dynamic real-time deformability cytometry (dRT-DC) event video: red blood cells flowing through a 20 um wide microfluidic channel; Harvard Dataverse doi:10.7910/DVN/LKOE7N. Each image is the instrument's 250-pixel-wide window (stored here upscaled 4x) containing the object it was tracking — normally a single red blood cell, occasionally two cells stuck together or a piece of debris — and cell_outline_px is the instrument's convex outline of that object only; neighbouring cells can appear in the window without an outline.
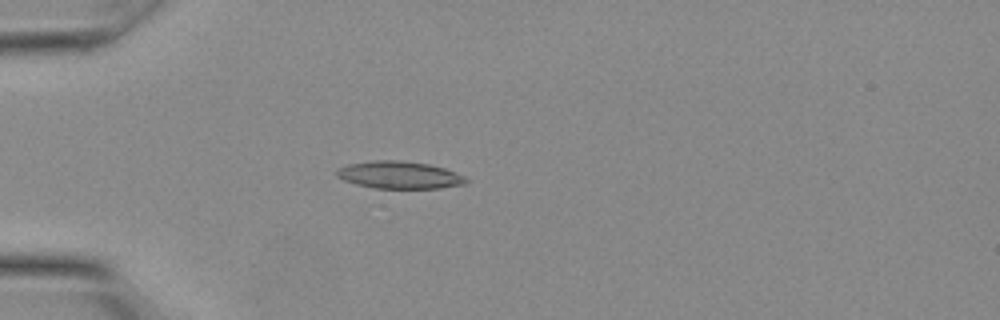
{"species": "Egyptian fruit bat (a non-hibernating species)", "species_latin": "Rousettus aegyptiacus", "temperature_condition": "warm", "stored_images_in_passage": 14, "camera_frame_rate_fps": 3000, "um_per_image_px": 0.085, "animal": {"sex": "female"}, "frame": {"image": 1, "passage_image": 8, "time_ms": 2.333, "image_size_px": [1000, 320], "cell_outline_px": [[468, 184], [440, 188], [376, 188], [356, 184], [344, 180], [336, 176], [336, 168], [348, 164], [372, 160], [400, 160], [428, 164], [444, 168], [464, 176], [468, 180]], "centroid_in_image_um": [33.94, 14.87], "position_along_channel_um": 51.1, "area_um2": 20.69}}
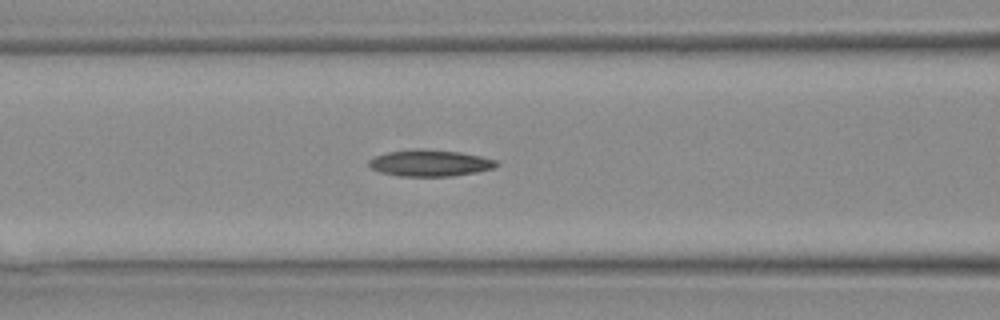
{"frame": {"image": 2, "passage_image": 12, "time_ms": 3.667, "image_size_px": [1000, 320], "cell_outline_px": [[500, 164], [492, 168], [476, 172], [452, 176], [400, 176], [380, 172], [372, 168], [368, 164], [368, 160], [372, 156], [388, 152], [416, 148], [424, 148], [460, 152], [480, 156], [496, 160]], "centroid_in_image_um": [36.51, 13.84], "position_along_channel_um": 130.1, "area_um2": 19.83}}
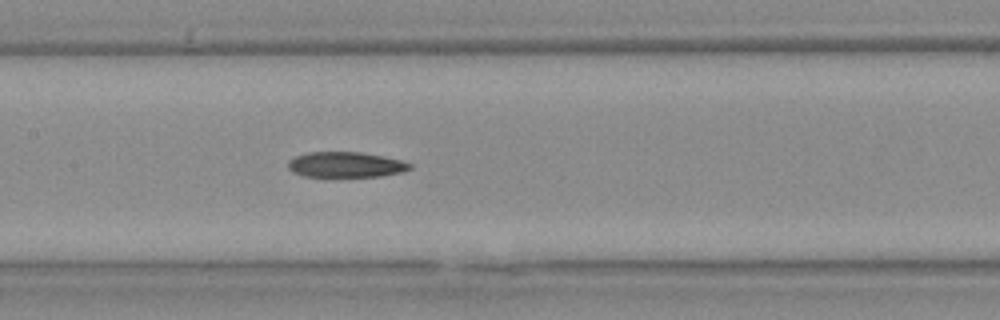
{"frame": {"image": 3, "passage_image": 14, "time_ms": 4.333, "image_size_px": [1000, 320], "cell_outline_px": [[412, 168], [404, 172], [380, 176], [304, 176], [292, 172], [288, 168], [288, 160], [296, 156], [308, 152], [360, 152], [384, 156], [400, 160], [412, 164]], "centroid_in_image_um": [29.4, 13.99], "position_along_channel_um": 178.0, "area_um2": 18.03}}